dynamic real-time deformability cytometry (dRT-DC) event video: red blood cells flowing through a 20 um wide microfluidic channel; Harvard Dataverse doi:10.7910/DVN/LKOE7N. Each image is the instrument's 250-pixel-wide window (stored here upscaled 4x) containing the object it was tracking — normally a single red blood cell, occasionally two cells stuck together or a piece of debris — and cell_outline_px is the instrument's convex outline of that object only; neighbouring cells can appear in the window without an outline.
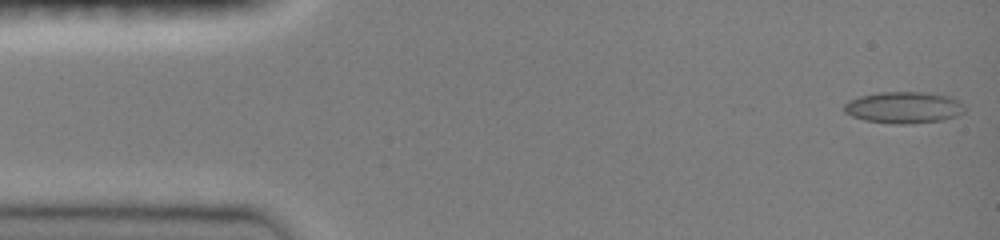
{"species": "common noctule bat (a hibernating species)", "species_latin": "Nyctalus noctula", "temperature_condition": "room temperature", "stored_images_in_passage": 47, "camera_frame_rate_fps": 3000, "um_per_image_px": 0.085, "animal": {"sex": "female", "body_mass_g": 19.0, "forearm_length_mm": 51.5}, "frame": {"image": 1, "passage_image": 1, "time_ms": 0.0, "image_size_px": [1000, 240], "cell_outline_px": [[964, 112], [956, 116], [944, 120], [912, 124], [892, 124], [864, 120], [852, 116], [844, 112], [844, 104], [848, 100], [860, 96], [880, 92], [928, 92], [952, 96], [964, 104]], "centroid_in_image_um": [76.84, 9.14], "position_along_channel_um": 8.2, "area_um2": 22.54}}
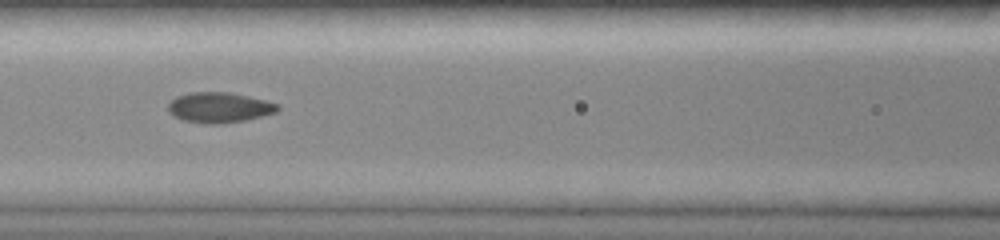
{"frame": {"image": 2, "passage_image": 20, "time_ms": 6.333, "image_size_px": [1000, 240], "cell_outline_px": [[280, 108], [276, 112], [244, 120], [216, 124], [208, 124], [184, 120], [172, 116], [168, 112], [168, 104], [176, 96], [188, 92], [228, 92], [248, 96], [264, 100], [276, 104]], "centroid_in_image_um": [18.58, 9.13], "position_along_channel_um": 148.0, "area_um2": 19.19}}
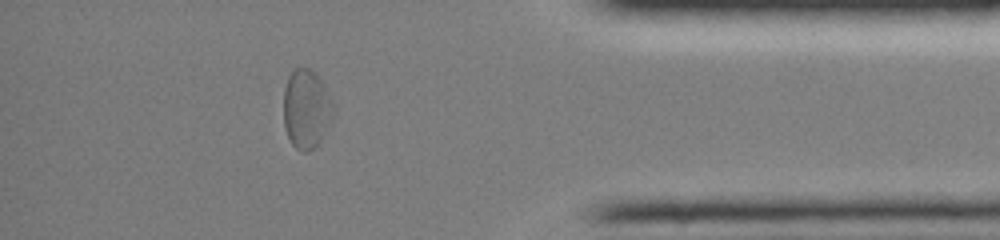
{"frame": {"image": 3, "passage_image": 41, "time_ms": 13.333, "image_size_px": [1000, 240], "cell_outline_px": [[332, 116], [320, 140], [308, 152], [304, 152], [296, 148], [292, 144], [288, 136], [284, 124], [284, 88], [288, 76], [296, 68], [312, 68], [316, 72], [332, 100]], "centroid_in_image_um": [26.01, 9.22], "position_along_channel_um": 409.2, "area_um2": 22.48}, "authors_computed_cell_mechanics": {"area_um2": 19.5364, "velocity_mm_per_s": 4.012, "shape_relaxation_time_tau1_ms": null, "shape_relaxation_time_tau2_ms": 1.5865, "deformation_change_tau1": null, "deformation_change_tau2": 0.0626}}